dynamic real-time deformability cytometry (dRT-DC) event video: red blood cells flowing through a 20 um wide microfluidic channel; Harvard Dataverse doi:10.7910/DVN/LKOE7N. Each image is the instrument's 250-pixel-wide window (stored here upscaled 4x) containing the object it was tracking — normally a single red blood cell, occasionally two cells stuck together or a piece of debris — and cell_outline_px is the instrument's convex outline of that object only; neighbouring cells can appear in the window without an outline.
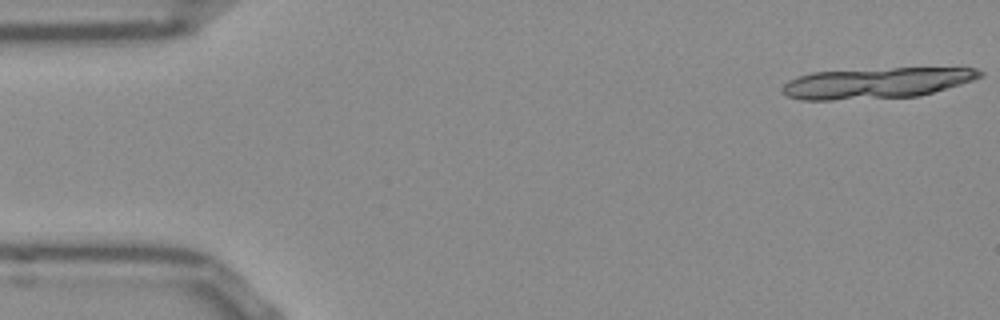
{"species": "Egyptian fruit bat (a non-hibernating species)", "species_latin": "Rousettus aegyptiacus", "temperature_condition": "room temperature", "stored_images_in_passage": 25, "segment_of_instrument_passage": [1, 2], "camera_frame_rate_fps": 3000, "um_per_image_px": 0.085, "frame": {"image": 1, "passage_image": 1, "time_ms": 0.0, "image_size_px": [1000, 320], "cell_outline_px": [[984, 76], [960, 84], [920, 96], [832, 100], [800, 100], [788, 96], [780, 92], [780, 88], [788, 80], [796, 76], [812, 72], [892, 68], [976, 68], [984, 72]], "centroid_in_image_um": [74.45, 7.06], "position_along_channel_um": 10.6, "area_um2": 35.55}}